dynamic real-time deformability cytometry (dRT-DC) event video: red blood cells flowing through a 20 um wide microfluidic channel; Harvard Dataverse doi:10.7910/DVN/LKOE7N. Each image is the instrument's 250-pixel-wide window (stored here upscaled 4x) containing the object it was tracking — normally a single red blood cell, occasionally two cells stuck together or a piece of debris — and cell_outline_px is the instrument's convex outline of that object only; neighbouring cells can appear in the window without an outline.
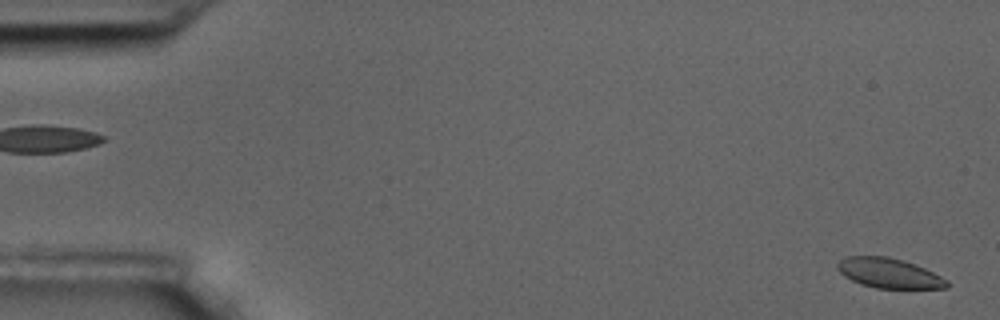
{"species": "common noctule bat (a hibernating species)", "species_latin": "Nyctalus noctula", "temperature_condition": "room temperature", "stored_images_in_passage": 3, "segment_of_instrument_passage": [2, 2], "camera_frame_rate_fps": 3000, "um_per_image_px": 0.085, "animal": {"sex": "male", "body_mass_g": 17.5, "forearm_length_mm": 52.3}, "frame": {"image": 1, "passage_image": 3, "time_ms": 0.667, "image_size_px": [1000, 320], "cell_outline_px": [[948, 288], [876, 288], [860, 284], [844, 276], [836, 268], [836, 264], [840, 260], [848, 256], [888, 256], [916, 264], [948, 280]], "centroid_in_image_um": [75.54, 23.21], "position_along_channel_um": 9.5, "area_um2": 19.02}}